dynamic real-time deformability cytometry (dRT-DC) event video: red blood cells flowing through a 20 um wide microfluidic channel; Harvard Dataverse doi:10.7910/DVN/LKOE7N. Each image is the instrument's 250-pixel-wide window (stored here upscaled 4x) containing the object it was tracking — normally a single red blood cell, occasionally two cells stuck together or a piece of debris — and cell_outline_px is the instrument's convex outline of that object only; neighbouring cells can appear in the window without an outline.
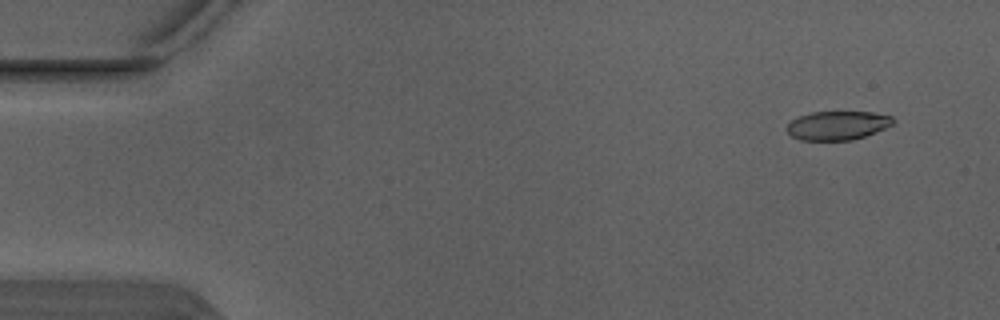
{"species": "Egyptian fruit bat (a non-hibernating species)", "species_latin": "Rousettus aegyptiacus", "temperature_condition": "warm", "stored_images_in_passage": 4, "camera_frame_rate_fps": 3000, "um_per_image_px": 0.085, "animal": {"sex": "male"}, "frame": {"image": 1, "passage_image": 1, "time_ms": 0.0, "image_size_px": [1000, 320], "cell_outline_px": [[896, 124], [876, 132], [852, 140], [800, 140], [792, 136], [788, 132], [788, 124], [796, 116], [812, 112], [872, 112], [892, 116], [896, 120]], "centroid_in_image_um": [71.24, 10.65], "position_along_channel_um": 13.8, "area_um2": 17.98}}
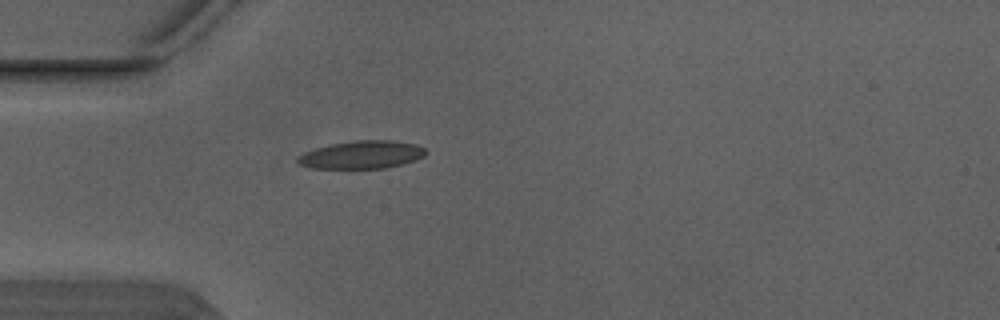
{"frame": {"image": 2, "passage_image": 4, "time_ms": 1.0, "image_size_px": [1000, 320], "cell_outline_px": [[424, 156], [416, 160], [384, 168], [312, 168], [300, 164], [296, 160], [304, 152], [328, 144], [356, 140], [392, 140], [416, 144], [424, 148]], "centroid_in_image_um": [30.74, 13.14], "position_along_channel_um": 54.3, "area_um2": 20.63}}